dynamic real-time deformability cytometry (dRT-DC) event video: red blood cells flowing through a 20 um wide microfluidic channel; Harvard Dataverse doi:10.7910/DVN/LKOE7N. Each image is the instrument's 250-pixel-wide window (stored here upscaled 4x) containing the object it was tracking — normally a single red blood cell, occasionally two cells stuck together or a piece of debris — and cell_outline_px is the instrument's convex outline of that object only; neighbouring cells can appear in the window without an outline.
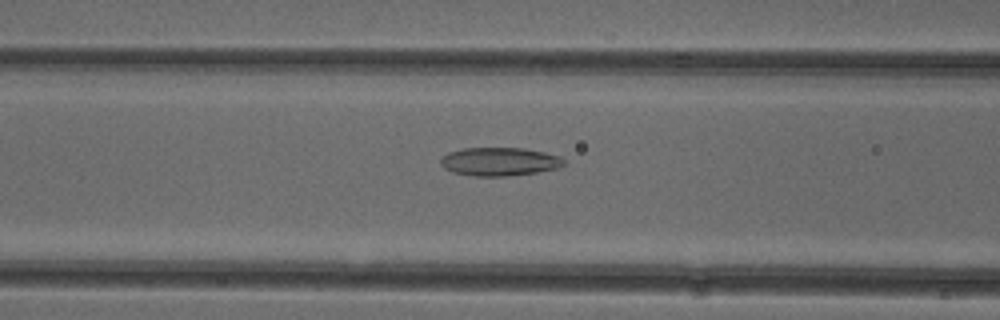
{"species": "common noctule bat (a hibernating species)", "species_latin": "Nyctalus noctula", "temperature_condition": "cold", "stored_images_in_passage": 52, "camera_frame_rate_fps": 3000, "um_per_image_px": 0.085, "animal": {"sex": "female"}, "frame": {"image": 1, "passage_image": 21, "time_ms": 6.667, "image_size_px": [1000, 320], "cell_outline_px": [[564, 164], [556, 168], [536, 172], [508, 176], [472, 176], [452, 172], [444, 168], [440, 164], [440, 160], [448, 152], [464, 148], [524, 148], [544, 152], [560, 156], [564, 160]], "centroid_in_image_um": [42.43, 13.73], "position_along_channel_um": 124.2, "area_um2": 20.35}}
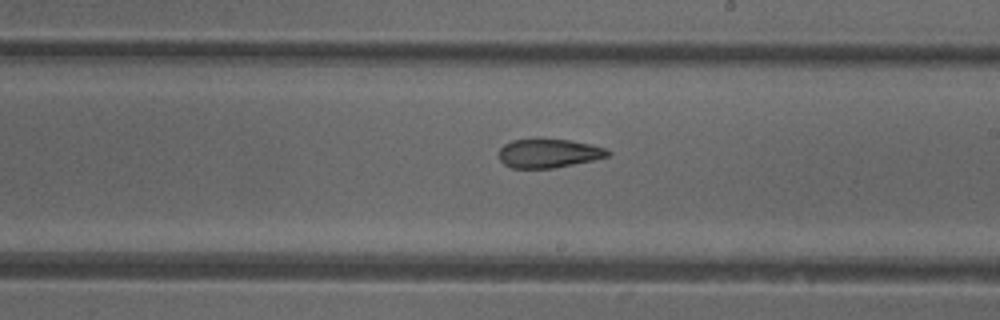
{"frame": {"image": 2, "passage_image": 30, "time_ms": 9.667, "image_size_px": [1000, 320], "cell_outline_px": [[612, 152], [608, 156], [592, 160], [552, 168], [512, 168], [504, 164], [500, 160], [500, 148], [504, 144], [512, 140], [568, 140], [592, 144], [604, 148]], "centroid_in_image_um": [46.64, 13.04], "position_along_channel_um": 242.4, "area_um2": 17.92}}
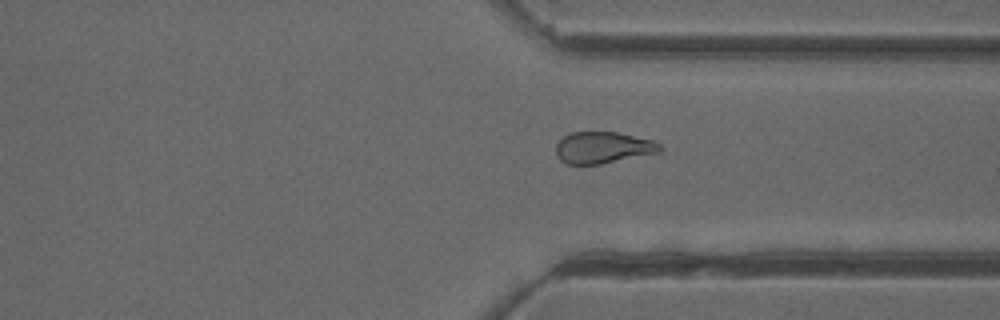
{"frame": {"image": 3, "passage_image": 39, "time_ms": 12.667, "image_size_px": [1000, 320], "cell_outline_px": [[660, 152], [600, 164], [564, 164], [556, 156], [556, 144], [564, 136], [572, 132], [616, 132], [652, 140], [660, 144]], "centroid_in_image_um": [51.21, 12.55], "position_along_channel_um": 360.2, "area_um2": 19.02}, "authors_computed_cell_mechanics": {"area_um2": 20.9814, "velocity_mm_per_s": 3.941, "shape_relaxation_time_tau1_ms": 8.434, "shape_relaxation_time_tau2_ms": 3.2744, "deformation_change_tau1": 0.1602, "deformation_change_tau2": 0.1044}}